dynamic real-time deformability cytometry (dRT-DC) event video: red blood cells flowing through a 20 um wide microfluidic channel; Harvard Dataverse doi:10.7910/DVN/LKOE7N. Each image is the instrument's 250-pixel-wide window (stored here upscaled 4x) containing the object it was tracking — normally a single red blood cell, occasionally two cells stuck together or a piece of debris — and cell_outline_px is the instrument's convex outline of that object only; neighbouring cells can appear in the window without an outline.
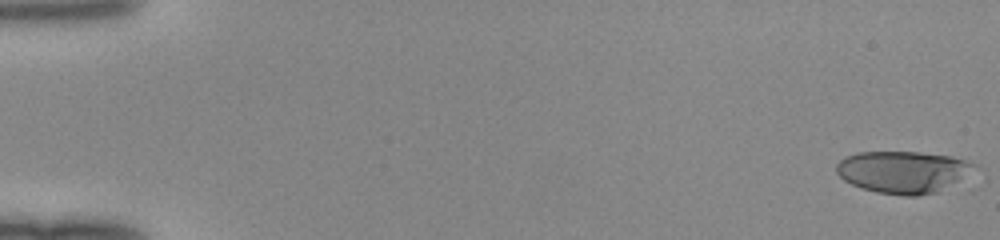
{"species": "human", "species_latin": "Homo sapiens", "temperature_condition": "room temperature", "stored_images_in_passage": 50, "camera_frame_rate_fps": 3000, "um_per_image_px": 0.085, "donor": {"sex": "female"}, "frame": {"image": 1, "passage_image": 1, "time_ms": 0.0, "image_size_px": [1000, 240], "cell_outline_px": [[976, 168], [936, 192], [916, 196], [904, 196], [876, 192], [860, 188], [844, 180], [836, 172], [836, 164], [844, 156], [856, 152], [920, 152], [952, 156], [976, 164]], "centroid_in_image_um": [76.68, 14.6], "position_along_channel_um": 8.3, "area_um2": 33.47}}
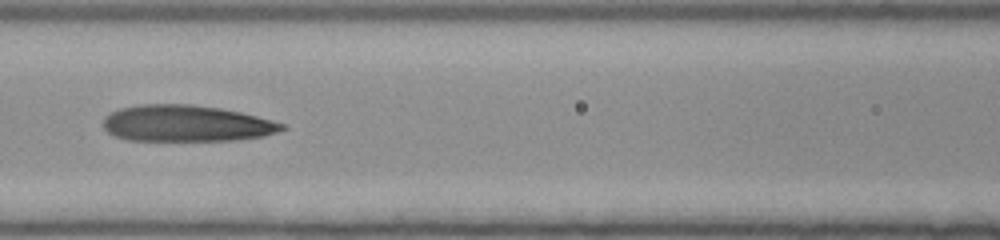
{"frame": {"image": 2, "passage_image": 24, "time_ms": 7.667, "image_size_px": [1000, 240], "cell_outline_px": [[288, 128], [264, 136], [232, 140], [128, 140], [116, 136], [108, 132], [104, 128], [104, 116], [120, 108], [140, 104], [192, 104], [220, 108], [240, 112], [272, 120], [284, 124]], "centroid_in_image_um": [15.84, 10.48], "position_along_channel_um": 150.8, "area_um2": 37.74}}
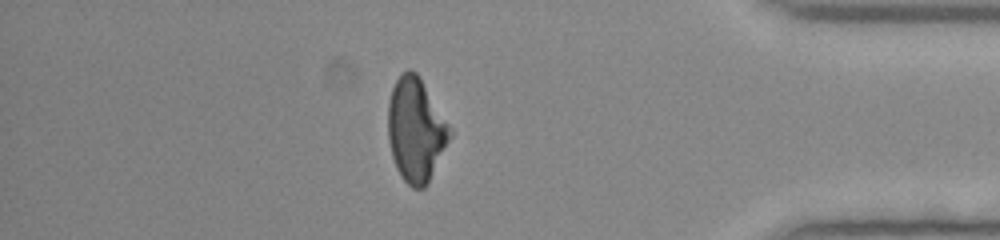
{"frame": {"image": 3, "passage_image": 44, "time_ms": 14.333, "image_size_px": [1000, 240], "cell_outline_px": [[452, 136], [428, 184], [424, 188], [412, 188], [404, 180], [396, 168], [392, 156], [388, 140], [388, 104], [392, 88], [396, 80], [408, 68], [416, 72], [448, 124], [452, 132]], "centroid_in_image_um": [35.33, 11.08], "position_along_channel_um": 399.9, "area_um2": 37.05}}